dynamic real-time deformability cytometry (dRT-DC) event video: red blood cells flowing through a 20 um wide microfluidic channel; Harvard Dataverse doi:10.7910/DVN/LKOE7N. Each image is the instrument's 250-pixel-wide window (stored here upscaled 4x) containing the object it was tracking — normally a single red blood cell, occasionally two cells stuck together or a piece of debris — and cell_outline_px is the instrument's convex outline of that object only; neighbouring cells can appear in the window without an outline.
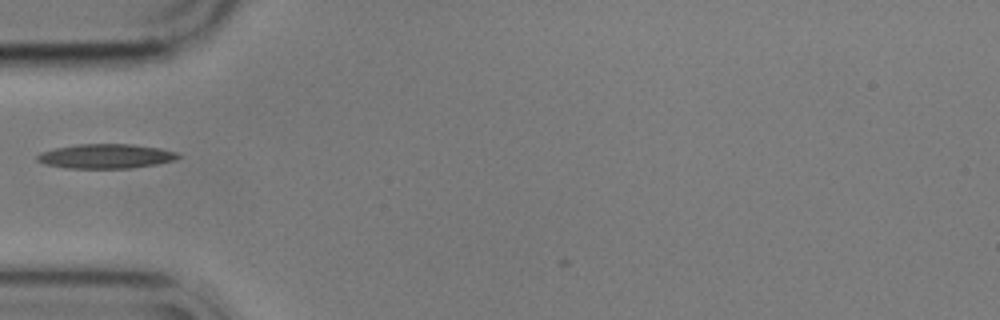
{"species": "common noctule bat (a hibernating species)", "species_latin": "Nyctalus noctula", "temperature_condition": "cold", "stored_images_in_passage": 37, "camera_frame_rate_fps": 3000, "um_per_image_px": 0.085, "animal": {"sex": "male", "body_mass_g": 17.9}, "frame": {"image": 1, "passage_image": 4, "time_ms": 1.0, "image_size_px": [1000, 320], "cell_outline_px": [[180, 156], [176, 160], [156, 164], [128, 168], [64, 168], [44, 164], [36, 160], [36, 156], [40, 152], [56, 148], [76, 144], [132, 144], [160, 148], [176, 152]], "centroid_in_image_um": [8.96, 13.27], "position_along_channel_um": 76.0, "area_um2": 20.11}}
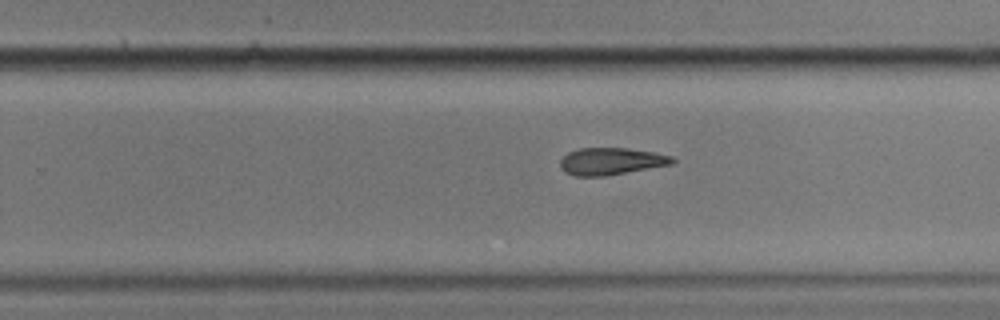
{"frame": {"image": 2, "passage_image": 21, "time_ms": 6.667, "image_size_px": [1000, 320], "cell_outline_px": [[676, 160], [672, 164], [604, 176], [572, 176], [564, 172], [560, 168], [560, 160], [568, 152], [580, 148], [628, 148], [656, 152], [672, 156]], "centroid_in_image_um": [51.93, 13.7], "position_along_channel_um": 277.9, "area_um2": 17.8}}
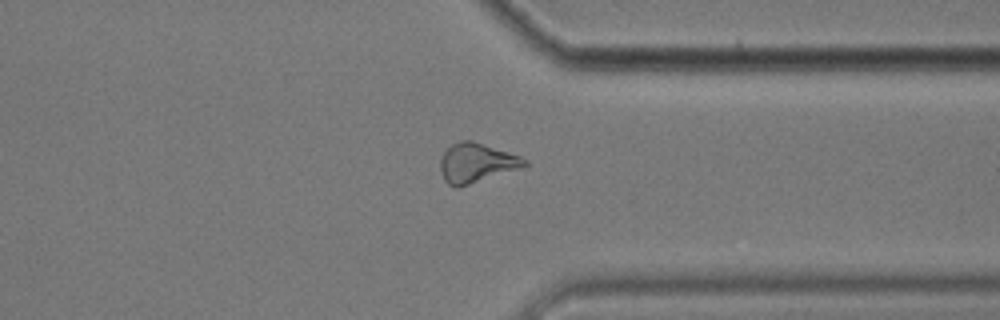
{"frame": {"image": 3, "passage_image": 29, "time_ms": 9.333, "image_size_px": [1000, 320], "cell_outline_px": [[528, 164], [456, 188], [448, 184], [444, 180], [440, 172], [440, 160], [444, 152], [452, 144], [460, 140], [472, 140], [520, 156], [528, 160]], "centroid_in_image_um": [40.43, 13.82], "position_along_channel_um": 371.0, "area_um2": 18.79}}